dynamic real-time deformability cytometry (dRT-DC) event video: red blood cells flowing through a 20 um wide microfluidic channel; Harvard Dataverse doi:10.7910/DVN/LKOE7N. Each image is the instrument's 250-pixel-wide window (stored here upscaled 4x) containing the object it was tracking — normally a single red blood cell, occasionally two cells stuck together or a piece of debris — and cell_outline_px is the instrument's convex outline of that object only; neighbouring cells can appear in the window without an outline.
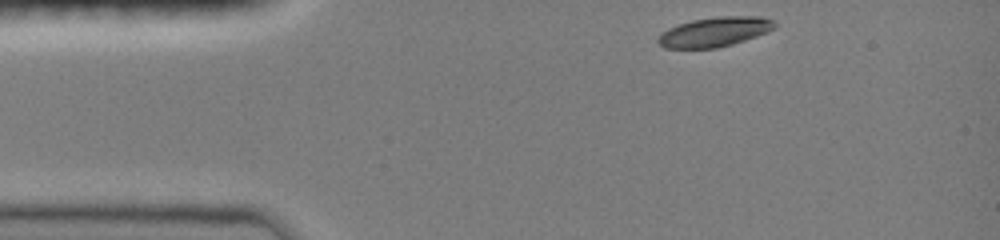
{"species": "common noctule bat (a hibernating species)", "species_latin": "Nyctalus noctula", "temperature_condition": "room temperature", "stored_images_in_passage": 6, "camera_frame_rate_fps": 3000, "um_per_image_px": 0.085, "animal": {"sex": "female", "body_mass_g": 19.0, "forearm_length_mm": 51.5}, "frame": {"image": 1, "passage_image": 1, "time_ms": 0.0, "image_size_px": [1000, 240], "cell_outline_px": [[776, 28], [756, 36], [732, 44], [716, 48], [664, 48], [656, 40], [660, 32], [668, 28], [692, 20], [716, 16], [760, 16], [776, 20]], "centroid_in_image_um": [60.75, 2.7], "position_along_channel_um": 24.3, "area_um2": 20.23}}
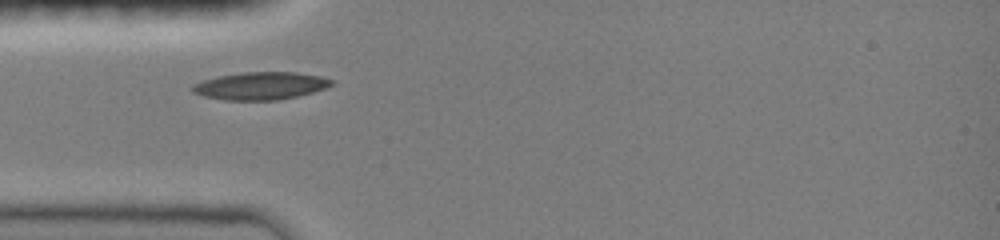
{"frame": {"image": 2, "passage_image": 4, "time_ms": 2.333, "image_size_px": [1000, 240], "cell_outline_px": [[332, 84], [324, 88], [312, 92], [280, 100], [224, 100], [204, 96], [192, 92], [192, 84], [216, 76], [240, 72], [296, 72], [320, 76], [332, 80]], "centroid_in_image_um": [22.1, 7.29], "position_along_channel_um": 62.9, "area_um2": 22.31}}
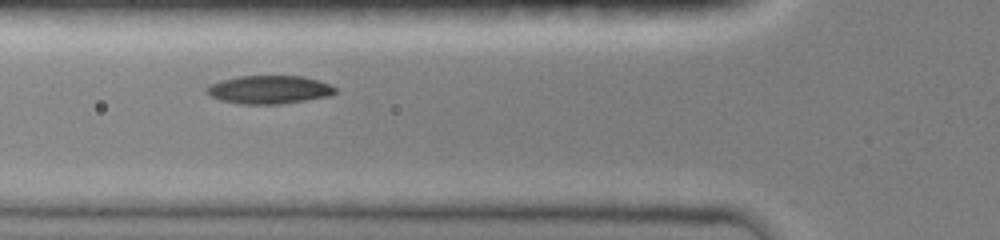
{"frame": {"image": 3, "passage_image": 5, "time_ms": 3.333, "image_size_px": [1000, 240], "cell_outline_px": [[336, 92], [328, 96], [280, 104], [240, 104], [220, 100], [204, 92], [204, 88], [208, 84], [220, 80], [240, 76], [300, 76], [316, 80], [328, 84], [336, 88]], "centroid_in_image_um": [22.79, 7.62], "position_along_channel_um": 103.0, "area_um2": 21.1}}